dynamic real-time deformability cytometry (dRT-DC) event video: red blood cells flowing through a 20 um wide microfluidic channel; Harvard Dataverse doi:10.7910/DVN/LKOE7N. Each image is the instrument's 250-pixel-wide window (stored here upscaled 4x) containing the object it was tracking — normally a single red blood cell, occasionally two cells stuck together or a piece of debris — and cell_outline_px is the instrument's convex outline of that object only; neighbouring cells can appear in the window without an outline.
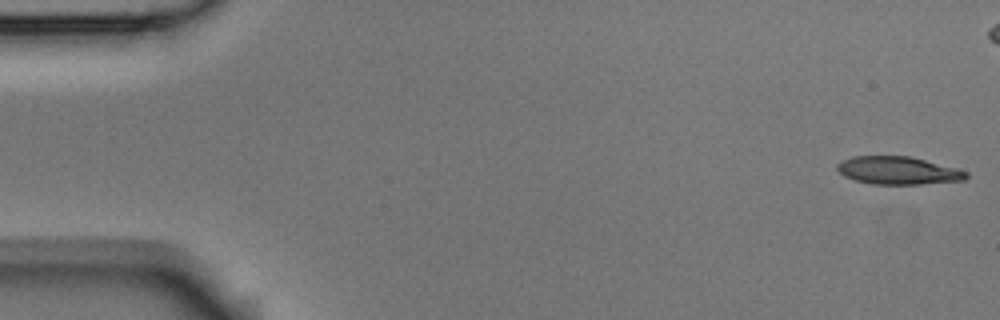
{"species": "Egyptian fruit bat (a non-hibernating species)", "species_latin": "Rousettus aegyptiacus", "temperature_condition": "room temperature", "stored_images_in_passage": 6, "camera_frame_rate_fps": 3000, "um_per_image_px": 0.085, "animal": {"sex": "male"}, "frame": {"image": 1, "passage_image": 1, "time_ms": 0.0, "image_size_px": [1000, 320], "cell_outline_px": [[968, 176], [964, 180], [920, 184], [872, 184], [856, 180], [844, 176], [836, 168], [836, 164], [840, 160], [852, 156], [912, 156], [956, 168], [968, 172]], "centroid_in_image_um": [76.31, 14.48], "position_along_channel_um": 8.7, "area_um2": 20.98}}